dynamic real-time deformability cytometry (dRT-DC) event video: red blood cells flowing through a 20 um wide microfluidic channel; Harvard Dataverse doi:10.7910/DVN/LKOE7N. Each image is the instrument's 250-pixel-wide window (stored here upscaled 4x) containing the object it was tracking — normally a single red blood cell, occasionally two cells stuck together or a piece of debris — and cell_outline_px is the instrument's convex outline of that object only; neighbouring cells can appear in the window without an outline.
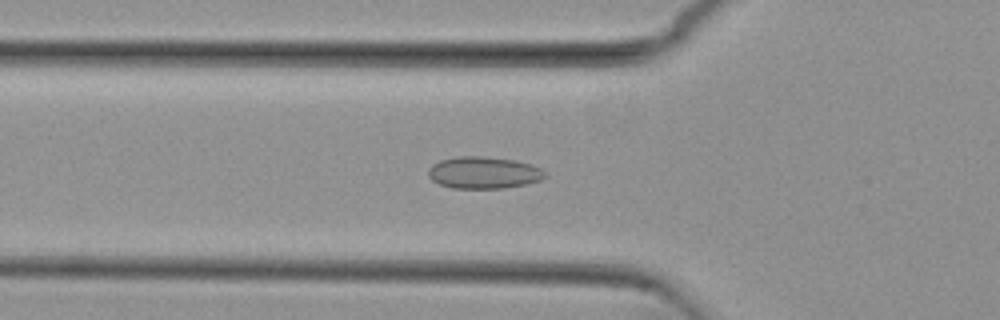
{"species": "common noctule bat (a hibernating species)", "species_latin": "Nyctalus noctula", "temperature_condition": "cold", "stored_images_in_passage": 55, "camera_frame_rate_fps": 3000, "um_per_image_px": 0.085, "animal": {"sex": "female", "body_mass_g": 29.2, "forearm_length_mm": 56.3}, "frame": {"image": 1, "passage_image": 19, "time_ms": 6.0, "image_size_px": [1000, 320], "cell_outline_px": [[548, 176], [540, 180], [528, 184], [504, 188], [452, 188], [440, 184], [432, 180], [428, 176], [428, 168], [432, 164], [440, 160], [456, 156], [484, 156], [516, 160], [532, 164], [540, 168]], "centroid_in_image_um": [41.12, 14.67], "position_along_channel_um": 84.7, "area_um2": 21.96}}
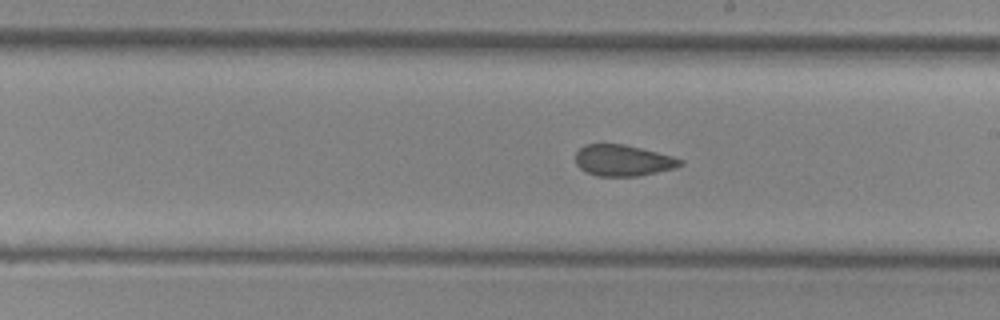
{"frame": {"image": 2, "passage_image": 31, "time_ms": 10.0, "image_size_px": [1000, 320], "cell_outline_px": [[684, 164], [676, 168], [636, 176], [596, 176], [584, 172], [576, 164], [576, 152], [584, 144], [624, 144], [672, 156], [684, 160]], "centroid_in_image_um": [52.94, 13.64], "position_along_channel_um": 236.1, "area_um2": 19.07}}
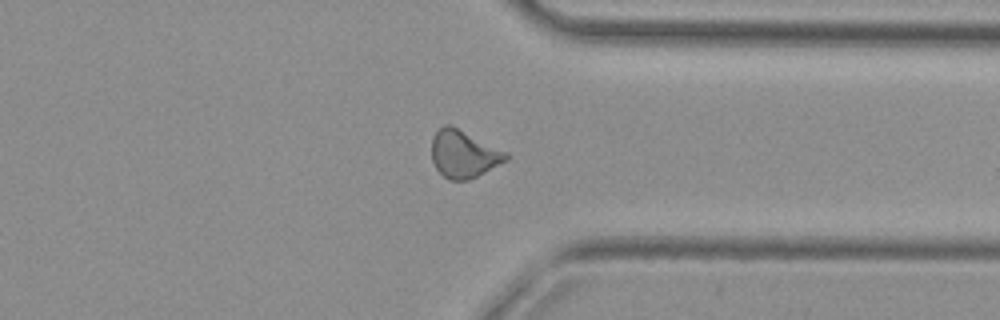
{"frame": {"image": 3, "passage_image": 42, "time_ms": 13.667, "image_size_px": [1000, 320], "cell_outline_px": [[508, 160], [468, 180], [448, 180], [436, 168], [432, 160], [432, 136], [444, 124], [452, 124], [508, 152]], "centroid_in_image_um": [39.41, 13.06], "position_along_channel_um": 372.0, "area_um2": 20.69}, "authors_computed_cell_mechanics": {"area_um2": 20.5768, "velocity_mm_per_s": 3.7743, "shape_relaxation_time_tau1_ms": null, "shape_relaxation_time_tau2_ms": 1.9762, "deformation_change_tau1": null, "deformation_change_tau2": 0.0773}}